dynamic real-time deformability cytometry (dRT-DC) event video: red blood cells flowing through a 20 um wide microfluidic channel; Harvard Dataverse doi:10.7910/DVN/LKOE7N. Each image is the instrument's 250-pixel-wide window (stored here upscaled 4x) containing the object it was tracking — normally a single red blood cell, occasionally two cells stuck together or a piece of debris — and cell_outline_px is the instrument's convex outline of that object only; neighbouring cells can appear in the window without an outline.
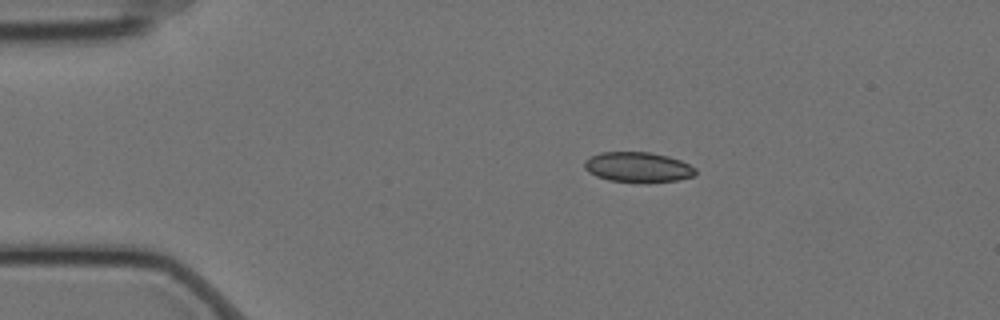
{"species": "Egyptian fruit bat (a non-hibernating species)", "species_latin": "Rousettus aegyptiacus", "temperature_condition": "cold", "stored_images_in_passage": 48, "camera_frame_rate_fps": 3000, "um_per_image_px": 0.085, "animal": {"sex": "female"}, "frame": {"image": 1, "passage_image": 1, "time_ms": 0.0, "image_size_px": [1000, 320], "cell_outline_px": [[696, 176], [676, 180], [608, 180], [596, 176], [588, 172], [584, 168], [584, 160], [600, 152], [648, 152], [668, 156], [680, 160], [696, 168]], "centroid_in_image_um": [54.2, 14.17], "position_along_channel_um": 30.8, "area_um2": 18.9}}
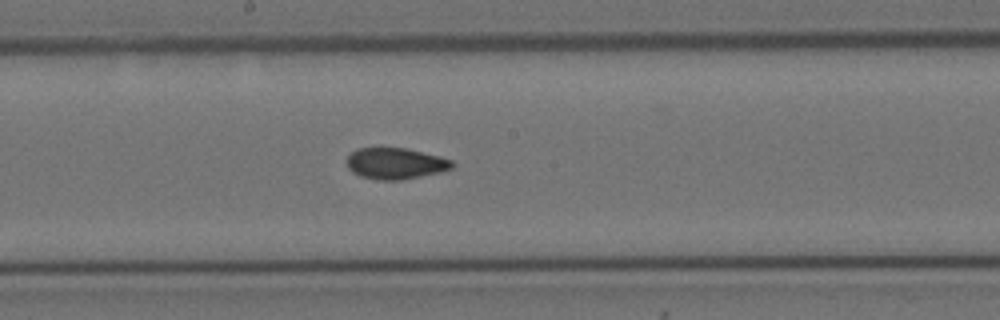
{"frame": {"image": 2, "passage_image": 21, "time_ms": 6.667, "image_size_px": [1000, 320], "cell_outline_px": [[456, 164], [452, 168], [440, 172], [400, 180], [376, 180], [360, 176], [352, 172], [348, 168], [344, 160], [356, 148], [404, 148], [440, 156], [452, 160]], "centroid_in_image_um": [33.59, 13.9], "position_along_channel_um": 214.6, "area_um2": 19.31}}
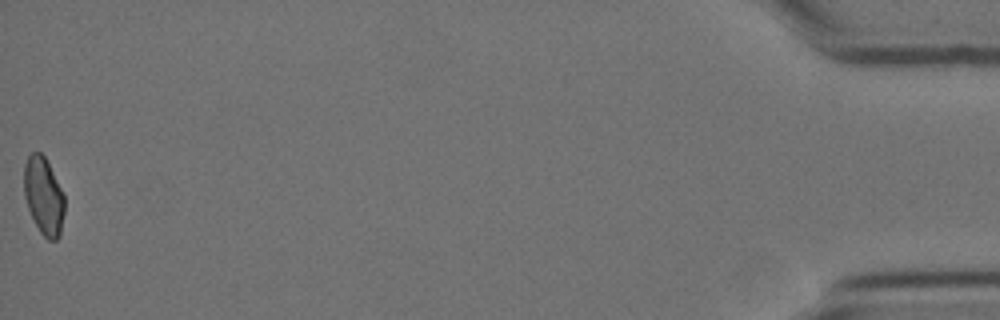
{"frame": {"image": 3, "passage_image": 48, "time_ms": 15.667, "image_size_px": [1000, 320], "cell_outline_px": [[64, 212], [60, 236], [56, 240], [48, 240], [40, 232], [28, 208], [24, 196], [24, 164], [28, 156], [32, 152], [40, 152], [44, 156], [64, 196]], "centroid_in_image_um": [3.7, 16.68], "position_along_channel_um": 431.5, "area_um2": 18.03}, "authors_computed_cell_mechanics": {"area_um2": 19.2763, "velocity_mm_per_s": 3.5033, "shape_relaxation_time_tau1_ms": null, "shape_relaxation_time_tau2_ms": 1.5071, "deformation_change_tau1": null, "deformation_change_tau2": 0.0555}}